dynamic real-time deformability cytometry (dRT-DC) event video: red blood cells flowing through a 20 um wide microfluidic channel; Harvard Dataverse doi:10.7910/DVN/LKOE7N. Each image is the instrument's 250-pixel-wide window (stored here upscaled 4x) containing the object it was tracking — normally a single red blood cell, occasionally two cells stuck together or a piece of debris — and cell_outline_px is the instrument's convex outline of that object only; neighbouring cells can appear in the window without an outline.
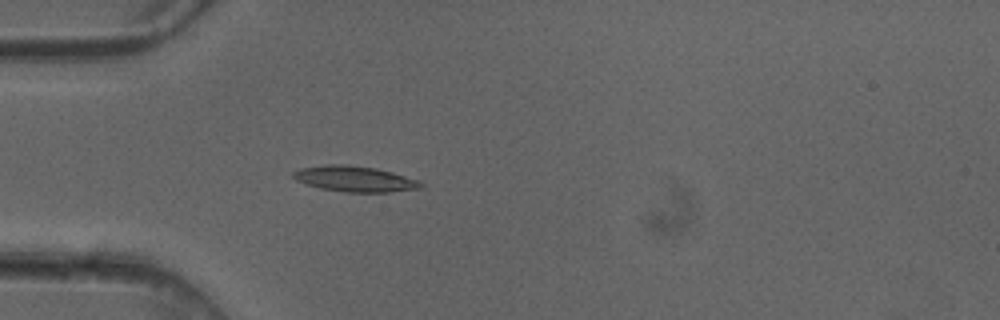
{"species": "common noctule bat (a hibernating species)", "species_latin": "Nyctalus noctula", "temperature_condition": "cold", "stored_images_in_passage": 5, "camera_frame_rate_fps": 3000, "um_per_image_px": 0.085, "animal": {"sex": "female"}, "frame": {"image": 1, "passage_image": 5, "time_ms": 1.333, "image_size_px": [1000, 320], "cell_outline_px": [[424, 184], [420, 188], [388, 192], [344, 192], [320, 188], [296, 180], [292, 176], [292, 172], [300, 168], [324, 164], [348, 164], [376, 168], [392, 172], [420, 180]], "centroid_in_image_um": [30.15, 15.19], "position_along_channel_um": 54.8, "area_um2": 19.19}}